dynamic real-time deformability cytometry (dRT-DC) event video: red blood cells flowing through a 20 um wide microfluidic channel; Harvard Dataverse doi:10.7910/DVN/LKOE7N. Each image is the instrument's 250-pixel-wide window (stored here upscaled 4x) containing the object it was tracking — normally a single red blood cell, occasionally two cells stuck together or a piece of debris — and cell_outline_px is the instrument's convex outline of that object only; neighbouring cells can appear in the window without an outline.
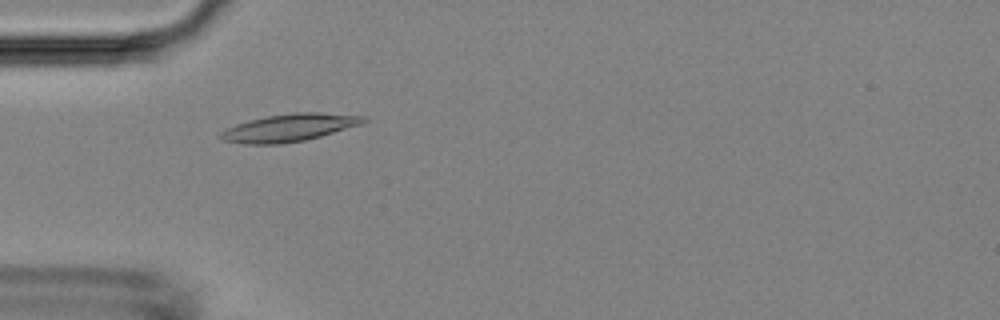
{"species": "Egyptian fruit bat (a non-hibernating species)", "species_latin": "Rousettus aegyptiacus", "temperature_condition": "room temperature", "stored_images_in_passage": 6, "camera_frame_rate_fps": 3000, "um_per_image_px": 0.085, "animal": {"sex": "female"}, "frame": {"image": 1, "passage_image": 5, "time_ms": 4.667, "image_size_px": [1000, 320], "cell_outline_px": [[368, 120], [360, 124], [320, 136], [304, 140], [280, 144], [244, 144], [224, 140], [216, 136], [220, 132], [236, 124], [248, 120], [268, 116], [292, 112], [316, 112], [364, 116]], "centroid_in_image_um": [24.54, 10.85], "position_along_channel_um": 60.5, "area_um2": 22.72}}